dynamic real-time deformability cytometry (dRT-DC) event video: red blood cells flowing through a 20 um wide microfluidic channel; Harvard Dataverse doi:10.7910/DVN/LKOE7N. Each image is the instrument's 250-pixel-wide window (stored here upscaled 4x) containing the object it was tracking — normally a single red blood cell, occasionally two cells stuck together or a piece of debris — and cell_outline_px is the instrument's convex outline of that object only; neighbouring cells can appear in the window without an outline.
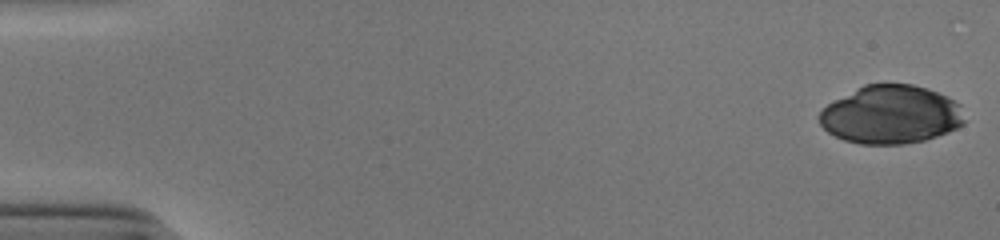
{"species": "human", "species_latin": "Homo sapiens", "temperature_condition": "cold", "stored_images_in_passage": 52, "camera_frame_rate_fps": 3000, "um_per_image_px": 0.085, "donor": {"sex": "male"}, "frame": {"image": 1, "passage_image": 1, "time_ms": 0.0, "image_size_px": [1000, 240], "cell_outline_px": [[964, 124], [948, 132], [924, 140], [904, 144], [860, 144], [844, 140], [828, 132], [820, 124], [820, 112], [828, 104], [864, 84], [912, 84], [928, 88], [948, 96], [960, 104], [964, 120]], "centroid_in_image_um": [75.75, 9.74], "position_along_channel_um": 9.2, "area_um2": 49.25}}
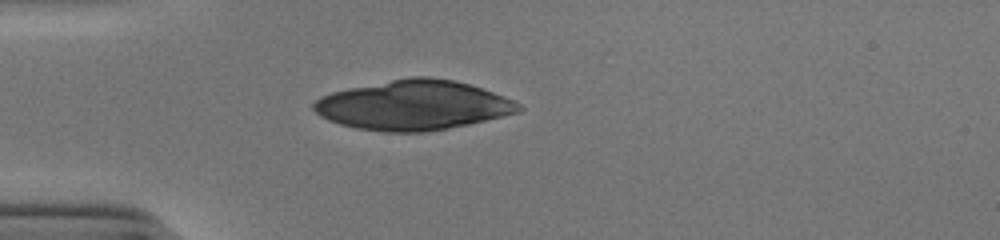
{"frame": {"image": 2, "passage_image": 15, "time_ms": 4.667, "image_size_px": [1000, 240], "cell_outline_px": [[524, 108], [520, 112], [468, 124], [448, 128], [424, 132], [384, 132], [356, 128], [340, 124], [328, 120], [320, 116], [312, 108], [312, 104], [320, 96], [332, 92], [348, 88], [412, 76], [428, 76], [456, 80], [472, 84], [504, 96], [520, 104]], "centroid_in_image_um": [35.14, 8.94], "position_along_channel_um": 49.9, "area_um2": 59.42}}